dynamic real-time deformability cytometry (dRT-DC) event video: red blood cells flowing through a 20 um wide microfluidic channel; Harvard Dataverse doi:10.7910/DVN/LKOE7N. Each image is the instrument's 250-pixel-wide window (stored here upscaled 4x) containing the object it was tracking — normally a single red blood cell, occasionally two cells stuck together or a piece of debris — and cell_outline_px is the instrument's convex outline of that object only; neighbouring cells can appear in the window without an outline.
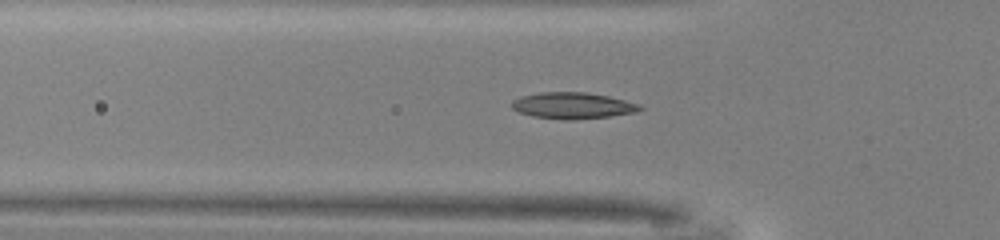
{"species": "common noctule bat (a hibernating species)", "species_latin": "Nyctalus noctula", "temperature_condition": "warm", "stored_images_in_passage": 43, "camera_frame_rate_fps": 3000, "um_per_image_px": 0.085, "animal": {"sex": "male", "body_mass_g": 13.0, "forearm_length_mm": 53.1}, "frame": {"image": 1, "passage_image": 10, "time_ms": 3.0, "image_size_px": [1000, 240], "cell_outline_px": [[644, 108], [636, 112], [612, 116], [572, 120], [564, 120], [532, 116], [520, 112], [512, 108], [512, 100], [520, 96], [540, 92], [588, 92], [608, 96], [640, 104]], "centroid_in_image_um": [48.68, 8.97], "position_along_channel_um": 77.1, "area_um2": 19.77}}
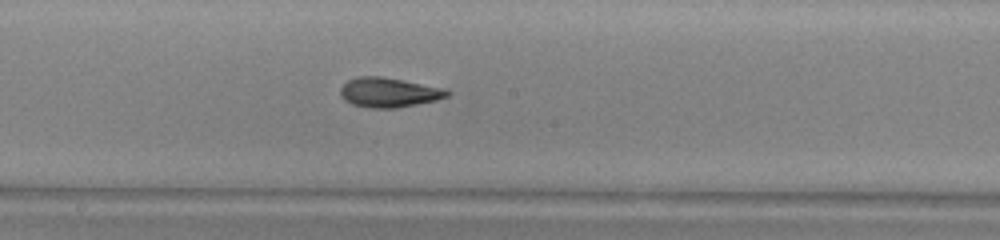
{"frame": {"image": 2, "passage_image": 20, "time_ms": 6.333, "image_size_px": [1000, 240], "cell_outline_px": [[452, 92], [448, 96], [436, 100], [396, 108], [368, 108], [352, 104], [344, 100], [340, 96], [340, 88], [348, 80], [356, 76], [384, 76], [444, 88]], "centroid_in_image_um": [33.03, 7.85], "position_along_channel_um": 215.2, "area_um2": 18.61}}
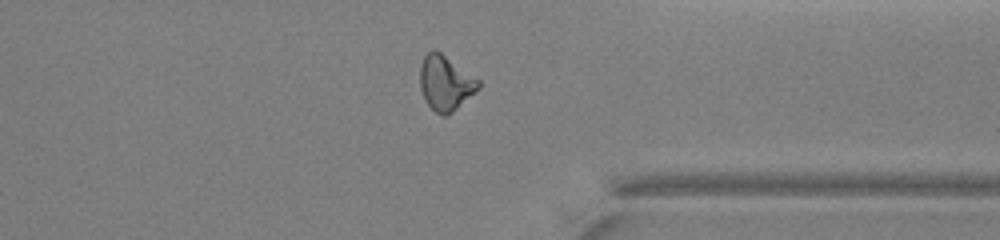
{"frame": {"image": 3, "passage_image": 32, "time_ms": 10.333, "image_size_px": [1000, 240], "cell_outline_px": [[480, 88], [448, 116], [444, 116], [436, 112], [424, 100], [420, 88], [420, 64], [424, 56], [432, 48], [440, 52], [480, 80]], "centroid_in_image_um": [37.85, 7.05], "position_along_channel_um": 373.5, "area_um2": 18.73}, "authors_computed_cell_mechanics": {"area_um2": 18.1492, "velocity_mm_per_s": 4.1295, "shape_relaxation_time_tau1_ms": 5.1591, "shape_relaxation_time_tau2_ms": 2.5973, "deformation_change_tau1": 0.165, "deformation_change_tau2": 0.097}}